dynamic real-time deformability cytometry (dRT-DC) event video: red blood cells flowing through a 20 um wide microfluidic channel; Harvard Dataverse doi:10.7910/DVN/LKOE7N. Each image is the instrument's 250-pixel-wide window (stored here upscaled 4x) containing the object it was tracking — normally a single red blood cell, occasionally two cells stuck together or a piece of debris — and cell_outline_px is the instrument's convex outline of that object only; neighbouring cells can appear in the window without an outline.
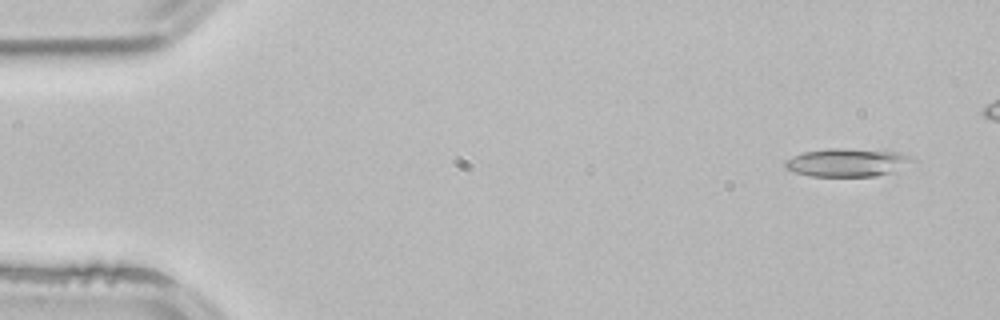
{"species": "common noctule bat (a hibernating species)", "species_latin": "Nyctalus noctula", "temperature_condition": "room temperature", "stored_images_in_passage": 12, "camera_frame_rate_fps": 3000, "um_per_image_px": 0.085, "animal": {"sex": "male", "body_mass_g": 21.5, "forearm_length_mm": 52.0}, "frame": {"image": 1, "passage_image": 3, "time_ms": 0.667, "image_size_px": [1000, 320], "cell_outline_px": [[916, 160], [896, 172], [876, 176], [808, 176], [784, 168], [784, 160], [792, 156], [804, 152], [828, 148], [840, 148], [900, 152], [912, 156]], "centroid_in_image_um": [72.04, 13.81], "position_along_channel_um": 13.0, "area_um2": 21.15}}